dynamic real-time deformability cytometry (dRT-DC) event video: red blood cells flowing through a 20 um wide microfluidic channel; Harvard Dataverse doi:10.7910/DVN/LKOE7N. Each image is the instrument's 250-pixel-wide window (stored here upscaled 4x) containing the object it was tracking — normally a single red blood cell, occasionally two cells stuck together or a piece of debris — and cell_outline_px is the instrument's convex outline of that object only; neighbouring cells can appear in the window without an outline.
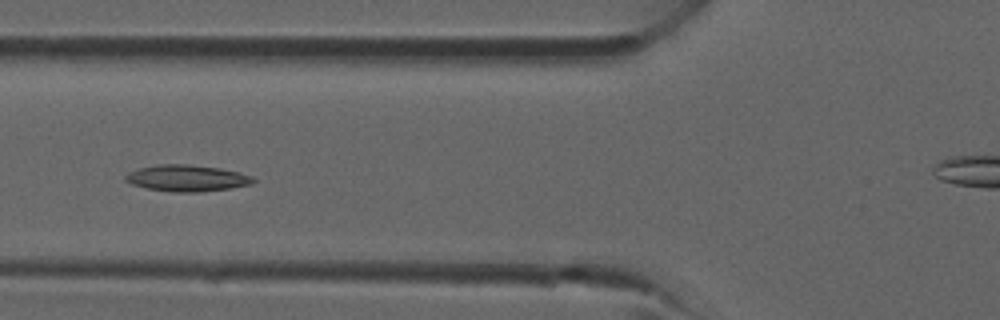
{"species": "common noctule bat (a hibernating species)", "species_latin": "Nyctalus noctula", "temperature_condition": "room temperature", "stored_images_in_passage": 26, "camera_frame_rate_fps": 3000, "um_per_image_px": 0.085, "animal": {"sex": "male", "forearm_length_mm": 52.5}, "frame": {"image": 1, "passage_image": 5, "time_ms": 1.333, "image_size_px": [1000, 320], "cell_outline_px": [[256, 180], [252, 184], [228, 188], [200, 192], [172, 192], [148, 188], [132, 184], [124, 180], [124, 176], [128, 172], [140, 168], [160, 164], [184, 164], [220, 168], [240, 172], [252, 176]], "centroid_in_image_um": [15.89, 15.14], "position_along_channel_um": 109.9, "area_um2": 19.59}}
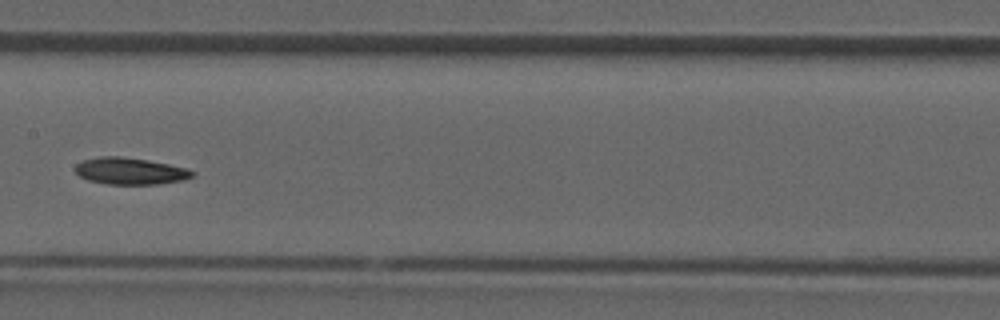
{"frame": {"image": 2, "passage_image": 10, "time_ms": 3.0, "image_size_px": [1000, 320], "cell_outline_px": [[196, 172], [192, 176], [180, 180], [160, 184], [108, 184], [88, 180], [80, 176], [76, 172], [76, 164], [84, 160], [100, 156], [120, 156], [148, 160], [188, 168]], "centroid_in_image_um": [11.07, 14.53], "position_along_channel_um": 196.3, "area_um2": 18.15}}
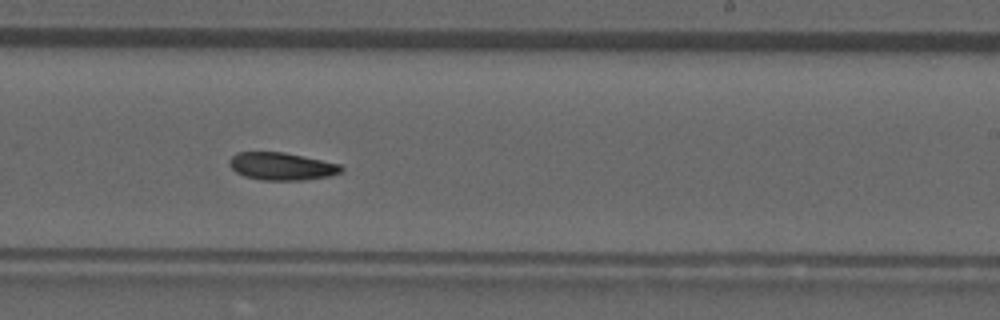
{"frame": {"image": 3, "passage_image": 14, "time_ms": 4.333, "image_size_px": [1000, 320], "cell_outline_px": [[344, 168], [340, 172], [332, 176], [300, 180], [260, 180], [244, 176], [236, 172], [228, 164], [228, 160], [236, 152], [284, 152], [340, 164]], "centroid_in_image_um": [23.92, 14.14], "position_along_channel_um": 265.1, "area_um2": 18.03}}